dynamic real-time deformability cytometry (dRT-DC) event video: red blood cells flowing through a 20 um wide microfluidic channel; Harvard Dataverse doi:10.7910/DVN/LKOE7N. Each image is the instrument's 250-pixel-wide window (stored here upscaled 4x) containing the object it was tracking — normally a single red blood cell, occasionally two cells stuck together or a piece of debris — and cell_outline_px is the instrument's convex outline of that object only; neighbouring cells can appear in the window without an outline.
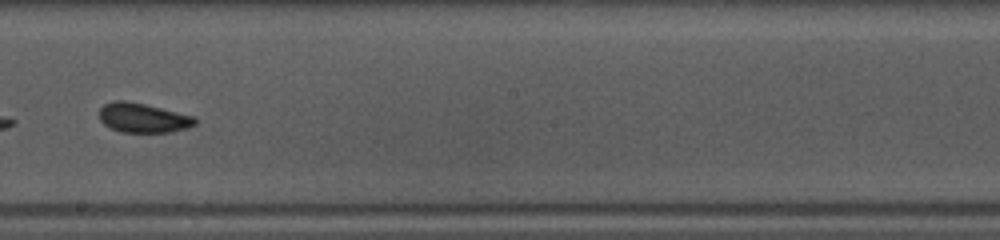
{"species": "common noctule bat (a hibernating species)", "species_latin": "Nyctalus noctula", "temperature_condition": "warm", "stored_images_in_passage": 35, "camera_frame_rate_fps": 3000, "um_per_image_px": 0.085, "animal": {"sex": "female", "body_mass_g": 10.0, "forearm_length_mm": 53.1}, "frame": {"image": 1, "passage_image": 16, "time_ms": 5.0, "image_size_px": [1000, 240], "cell_outline_px": [[196, 124], [188, 128], [168, 132], [120, 132], [104, 124], [100, 120], [100, 108], [104, 104], [112, 100], [124, 100], [144, 104], [192, 116], [196, 120]], "centroid_in_image_um": [12.12, 10.02], "position_along_channel_um": 236.1, "area_um2": 16.24}, "authors_computed_cell_mechanics": {"area_um2": 16.473, "velocity_mm_per_s": 4.135, "shape_relaxation_time_tau1_ms": 1.741, "shape_relaxation_time_tau2_ms": 9.5484, "deformation_change_tau1": 0.0778, "deformation_change_tau2": 0.1129}}